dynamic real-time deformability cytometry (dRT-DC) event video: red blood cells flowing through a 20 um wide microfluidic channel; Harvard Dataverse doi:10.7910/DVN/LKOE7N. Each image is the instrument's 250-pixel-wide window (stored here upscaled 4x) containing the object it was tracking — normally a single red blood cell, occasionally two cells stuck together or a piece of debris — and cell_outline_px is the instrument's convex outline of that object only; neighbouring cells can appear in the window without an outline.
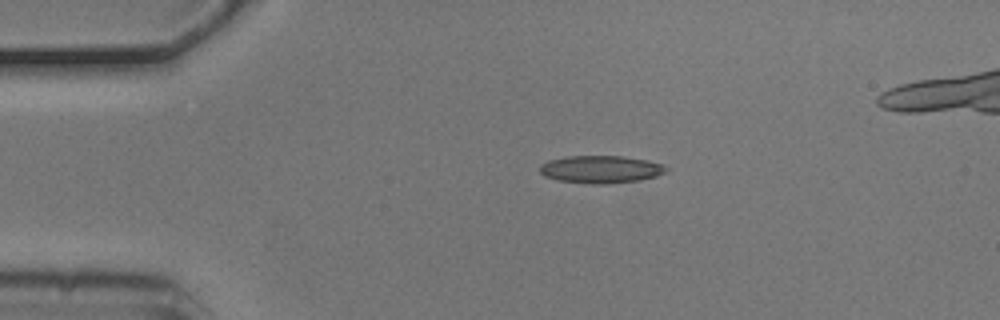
{"species": "common noctule bat (a hibernating species)", "species_latin": "Nyctalus noctula", "temperature_condition": "cold", "stored_images_in_passage": 3, "camera_frame_rate_fps": 3000, "um_per_image_px": 0.085, "animal": {"sex": "male", "body_mass_g": 20.5, "forearm_length_mm": 52.5}, "frame": {"image": 1, "passage_image": 1, "time_ms": 0.0, "image_size_px": [1000, 320], "cell_outline_px": [[668, 168], [664, 172], [656, 176], [640, 180], [604, 184], [592, 184], [556, 180], [544, 176], [540, 172], [540, 164], [548, 160], [564, 156], [620, 156], [648, 160], [660, 164]], "centroid_in_image_um": [51.01, 14.39], "position_along_channel_um": 34.0, "area_um2": 20.29}}